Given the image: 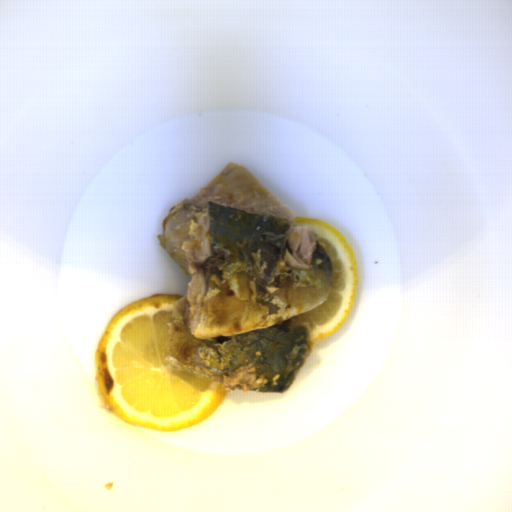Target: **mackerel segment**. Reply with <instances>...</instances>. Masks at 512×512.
<instances>
[{
    "label": "mackerel segment",
    "instance_id": "obj_1",
    "mask_svg": "<svg viewBox=\"0 0 512 512\" xmlns=\"http://www.w3.org/2000/svg\"><path fill=\"white\" fill-rule=\"evenodd\" d=\"M246 167L227 163L171 207L156 234L190 280L172 303L163 352L219 388L285 393L310 358L308 321L325 302L333 261L311 224Z\"/></svg>",
    "mask_w": 512,
    "mask_h": 512
}]
</instances>
